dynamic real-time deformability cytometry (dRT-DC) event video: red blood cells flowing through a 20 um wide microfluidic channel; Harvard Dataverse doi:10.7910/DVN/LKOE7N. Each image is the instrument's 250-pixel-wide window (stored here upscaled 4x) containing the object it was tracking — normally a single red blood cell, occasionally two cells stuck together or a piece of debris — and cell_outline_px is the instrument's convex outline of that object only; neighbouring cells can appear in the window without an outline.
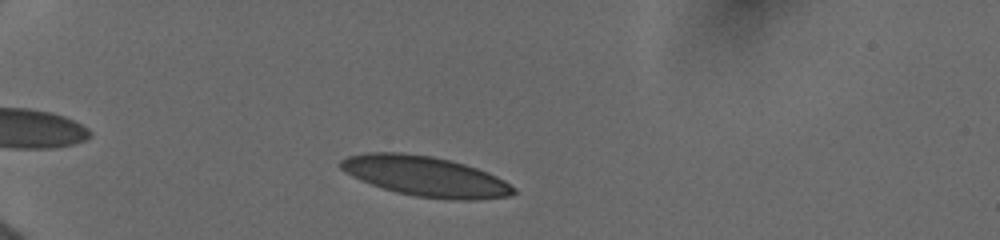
{"species": "human", "species_latin": "Homo sapiens", "temperature_condition": "cold", "stored_images_in_passage": 34, "camera_frame_rate_fps": 3000, "um_per_image_px": 0.085, "donor": {"sex": "female"}, "frame": {"image": 1, "passage_image": 5, "time_ms": 1.333, "image_size_px": [1000, 240], "cell_outline_px": [[516, 192], [512, 196], [476, 200], [456, 200], [416, 196], [396, 192], [360, 180], [344, 172], [340, 168], [340, 160], [348, 156], [364, 152], [400, 152], [432, 156], [464, 164], [488, 172], [504, 180], [516, 188]], "centroid_in_image_um": [36.17, 14.98], "position_along_channel_um": 48.8, "area_um2": 40.4}}
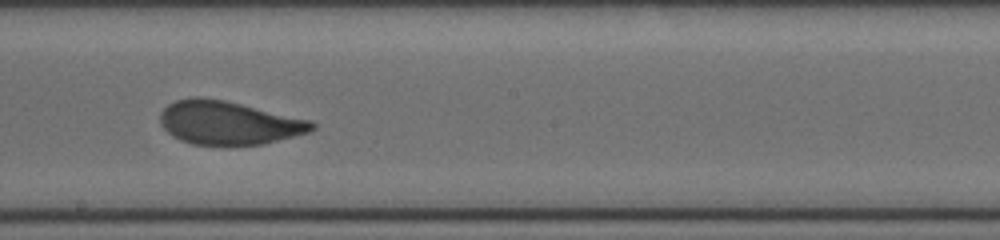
{"frame": {"image": 2, "passage_image": 20, "time_ms": 7.0, "image_size_px": [1000, 240], "cell_outline_px": [[316, 128], [308, 132], [264, 144], [228, 148], [192, 144], [180, 140], [172, 136], [160, 124], [160, 112], [168, 104], [176, 100], [192, 96], [200, 96], [224, 100], [312, 120], [316, 124]], "centroid_in_image_um": [19.41, 10.47], "position_along_channel_um": 228.8, "area_um2": 39.42}}
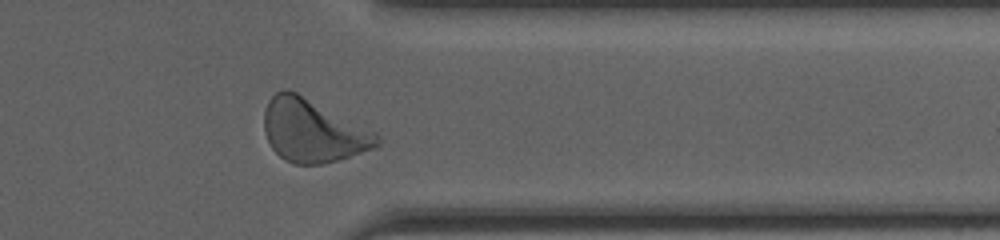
{"frame": {"image": 3, "passage_image": 31, "time_ms": 11.0, "image_size_px": [1000, 240], "cell_outline_px": [[380, 144], [376, 148], [324, 164], [296, 164], [284, 160], [272, 148], [268, 140], [264, 128], [264, 112], [268, 100], [276, 92], [284, 88], [288, 88], [376, 132], [380, 136]], "centroid_in_image_um": [26.59, 11.12], "position_along_channel_um": 384.8, "area_um2": 41.27}, "authors_computed_cell_mechanics": {"area_um2": 39.1017, "velocity_mm_per_s": 3.9385, "shape_relaxation_time_tau1_ms": 2.9683, "shape_relaxation_time_tau2_ms": 0.77, "deformation_change_tau1": 0.1422, "deformation_change_tau2": 0.0548}}